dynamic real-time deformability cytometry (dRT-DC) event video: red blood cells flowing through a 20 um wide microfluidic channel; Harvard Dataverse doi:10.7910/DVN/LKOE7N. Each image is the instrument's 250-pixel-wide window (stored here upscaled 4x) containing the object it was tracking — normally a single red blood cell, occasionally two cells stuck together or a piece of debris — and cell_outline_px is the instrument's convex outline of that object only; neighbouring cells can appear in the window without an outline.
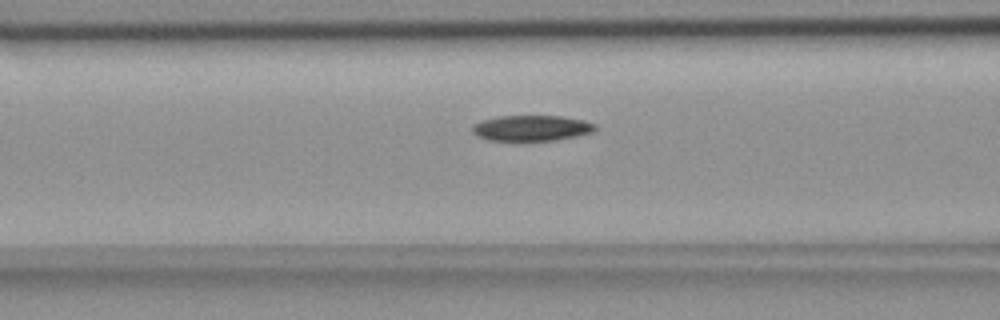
{"species": "common noctule bat (a hibernating species)", "species_latin": "Nyctalus noctula", "temperature_condition": "room temperature", "stored_images_in_passage": 40, "camera_frame_rate_fps": 3000, "um_per_image_px": 0.085, "animal": {"sex": "female", "body_mass_g": 18.4}, "frame": {"image": 1, "passage_image": 7, "time_ms": 2.0, "image_size_px": [1000, 320], "cell_outline_px": [[596, 128], [592, 132], [576, 136], [556, 140], [488, 140], [476, 136], [472, 132], [472, 124], [480, 120], [496, 116], [560, 116], [584, 120], [596, 124]], "centroid_in_image_um": [45.13, 10.88], "position_along_channel_um": 121.5, "area_um2": 18.44}}
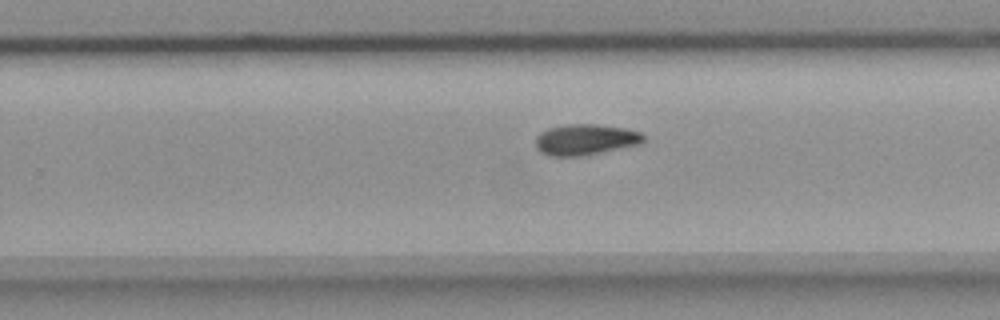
{"frame": {"image": 2, "passage_image": 20, "time_ms": 6.333, "image_size_px": [1000, 320], "cell_outline_px": [[644, 140], [640, 144], [584, 156], [548, 156], [540, 152], [536, 148], [536, 136], [540, 132], [548, 128], [568, 124], [596, 124], [624, 128], [640, 132], [644, 136]], "centroid_in_image_um": [49.73, 11.87], "position_along_channel_um": 280.1, "area_um2": 19.54}}
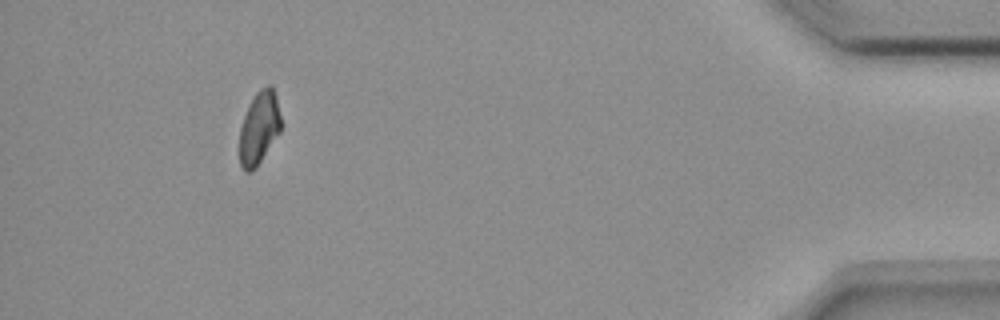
{"frame": {"image": 3, "passage_image": 36, "time_ms": 11.667, "image_size_px": [1000, 320], "cell_outline_px": [[280, 132], [256, 168], [252, 172], [244, 172], [240, 164], [240, 128], [244, 116], [256, 92], [260, 88], [268, 84], [272, 84], [276, 96], [280, 116]], "centroid_in_image_um": [22.03, 10.88], "position_along_channel_um": 413.2, "area_um2": 17.51}, "authors_computed_cell_mechanics": {"area_um2": 18.7561, "velocity_mm_per_s": 3.6669, "shape_relaxation_time_tau1_ms": 6.2418, "shape_relaxation_time_tau2_ms": null, "deformation_change_tau1": 0.1559, "deformation_change_tau2": null}}